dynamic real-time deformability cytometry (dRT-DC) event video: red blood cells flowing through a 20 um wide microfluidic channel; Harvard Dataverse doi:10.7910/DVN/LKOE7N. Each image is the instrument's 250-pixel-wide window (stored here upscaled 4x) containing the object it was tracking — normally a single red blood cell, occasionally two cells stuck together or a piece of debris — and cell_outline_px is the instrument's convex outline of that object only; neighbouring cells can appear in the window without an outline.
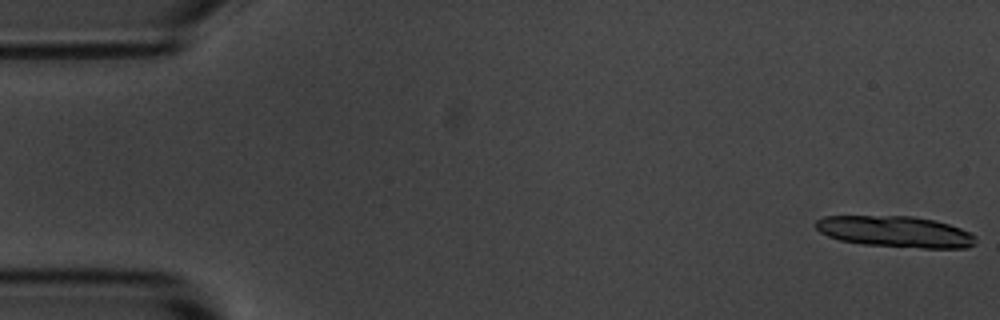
{"species": "common noctule bat (a hibernating species)", "species_latin": "Nyctalus noctula", "temperature_condition": "room temperature", "stored_images_in_passage": 6, "camera_frame_rate_fps": 3000, "um_per_image_px": 0.085, "animal": {"sex": "male", "body_mass_g": 20.1, "forearm_length_mm": 53.5}, "frame": {"image": 1, "passage_image": 1, "time_ms": 0.0, "image_size_px": [1000, 320], "cell_outline_px": [[976, 244], [968, 248], [920, 248], [864, 244], [840, 240], [828, 236], [820, 232], [816, 228], [816, 220], [824, 216], [912, 216], [936, 220], [960, 228], [976, 236]], "centroid_in_image_um": [76.13, 19.69], "position_along_channel_um": 8.9, "area_um2": 29.13}}
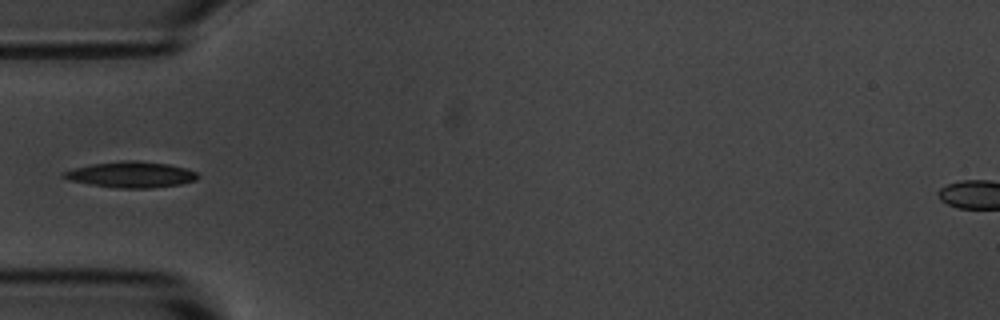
{"frame": {"image": 2, "passage_image": 6, "time_ms": 5.667, "image_size_px": [1000, 320], "cell_outline_px": [[200, 176], [196, 180], [180, 184], [152, 188], [120, 188], [88, 184], [68, 180], [60, 176], [60, 172], [92, 164], [120, 160], [136, 160], [168, 164], [188, 168], [196, 172]], "centroid_in_image_um": [11.13, 14.83], "position_along_channel_um": 73.9, "area_um2": 20.46}}